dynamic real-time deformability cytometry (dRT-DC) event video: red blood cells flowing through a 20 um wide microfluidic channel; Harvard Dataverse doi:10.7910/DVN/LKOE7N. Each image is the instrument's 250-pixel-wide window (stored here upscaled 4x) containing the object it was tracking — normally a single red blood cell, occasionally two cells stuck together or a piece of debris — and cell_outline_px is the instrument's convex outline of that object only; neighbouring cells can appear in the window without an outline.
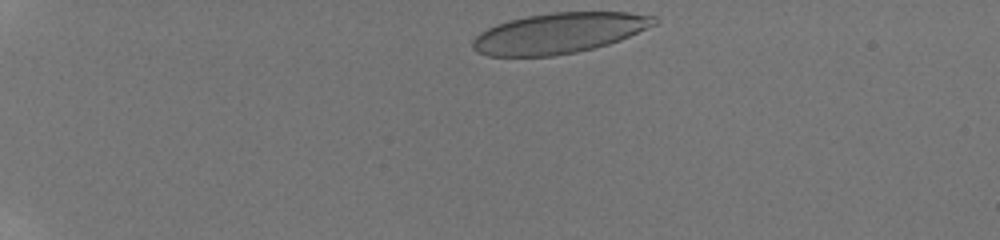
{"species": "human", "species_latin": "Homo sapiens", "temperature_condition": "room temperature", "stored_images_in_passage": 26, "camera_frame_rate_fps": 3000, "um_per_image_px": 0.085, "donor": {"sex": "male"}, "frame": {"image": 1, "passage_image": 1, "time_ms": 0.0, "image_size_px": [1000, 240], "cell_outline_px": [[660, 20], [656, 24], [620, 40], [596, 48], [576, 52], [552, 56], [488, 56], [476, 52], [472, 48], [472, 40], [480, 32], [496, 24], [508, 20], [528, 16], [552, 12], [628, 12], [656, 16]], "centroid_in_image_um": [47.52, 2.81], "position_along_channel_um": 37.5, "area_um2": 43.0}}
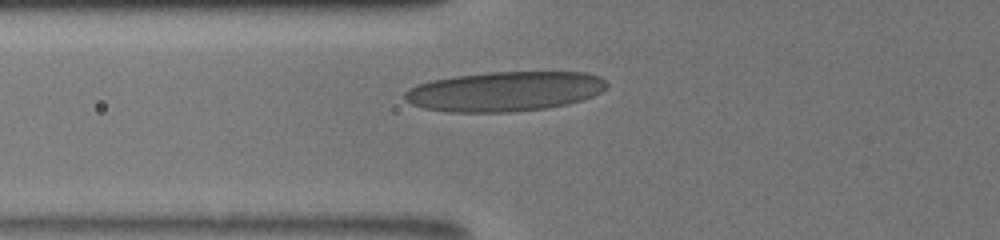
{"frame": {"image": 2, "passage_image": 22, "time_ms": 3.333, "image_size_px": [1000, 240], "cell_outline_px": [[608, 84], [600, 92], [592, 96], [568, 104], [548, 108], [512, 112], [448, 112], [424, 108], [412, 104], [404, 100], [404, 92], [408, 88], [416, 84], [432, 80], [456, 76], [488, 72], [584, 72], [600, 76]], "centroid_in_image_um": [42.87, 7.77], "position_along_channel_um": 82.9, "area_um2": 46.93}}
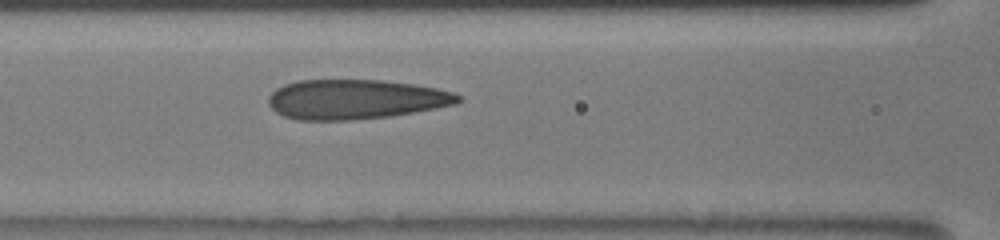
{"frame": {"image": 3, "passage_image": 26, "time_ms": 4.667, "image_size_px": [1000, 240], "cell_outline_px": [[460, 100], [456, 104], [436, 108], [388, 116], [352, 120], [300, 120], [284, 116], [276, 112], [268, 104], [268, 96], [276, 88], [284, 84], [300, 80], [380, 80], [412, 84], [436, 88], [452, 92], [460, 96]], "centroid_in_image_um": [30.17, 8.44], "position_along_channel_um": 136.4, "area_um2": 43.64}}